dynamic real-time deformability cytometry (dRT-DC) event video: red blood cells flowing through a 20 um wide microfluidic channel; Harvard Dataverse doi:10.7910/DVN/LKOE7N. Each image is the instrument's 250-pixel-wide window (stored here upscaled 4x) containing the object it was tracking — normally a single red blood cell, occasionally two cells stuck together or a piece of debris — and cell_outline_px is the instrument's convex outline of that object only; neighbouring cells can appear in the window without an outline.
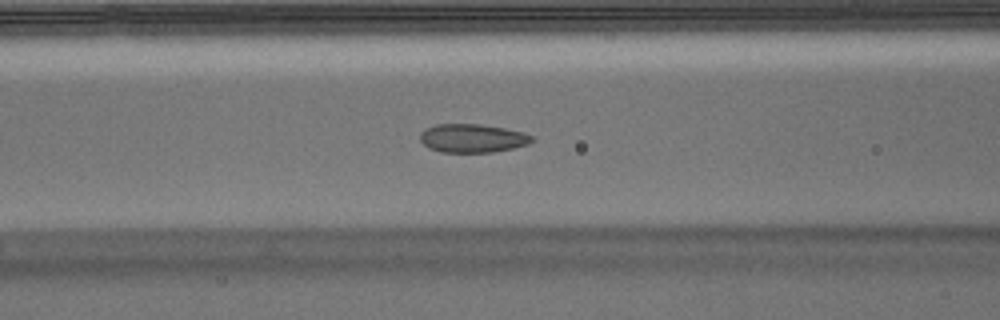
{"species": "Egyptian fruit bat (a non-hibernating species)", "species_latin": "Rousettus aegyptiacus", "temperature_condition": "warm", "stored_images_in_passage": 52, "camera_frame_rate_fps": 3000, "um_per_image_px": 0.085, "animal": {"sex": "male"}, "frame": {"image": 1, "passage_image": 20, "time_ms": 6.333, "image_size_px": [1000, 320], "cell_outline_px": [[536, 140], [528, 144], [512, 148], [492, 152], [440, 152], [428, 148], [420, 140], [420, 132], [424, 128], [436, 124], [480, 124], [504, 128], [524, 132], [536, 136]], "centroid_in_image_um": [40.17, 11.74], "position_along_channel_um": 126.4, "area_um2": 18.84}}
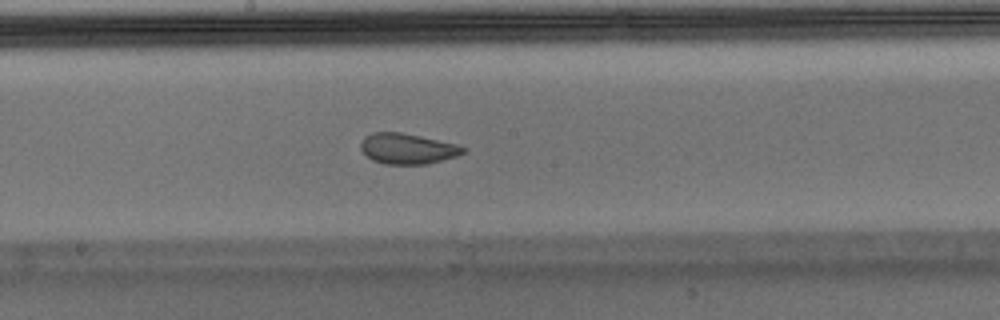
{"frame": {"image": 2, "passage_image": 27, "time_ms": 8.667, "image_size_px": [1000, 320], "cell_outline_px": [[464, 152], [456, 156], [428, 164], [384, 164], [372, 160], [360, 148], [360, 144], [364, 136], [372, 132], [400, 132], [420, 136], [456, 144], [464, 148]], "centroid_in_image_um": [34.59, 12.63], "position_along_channel_um": 213.6, "area_um2": 18.09}}
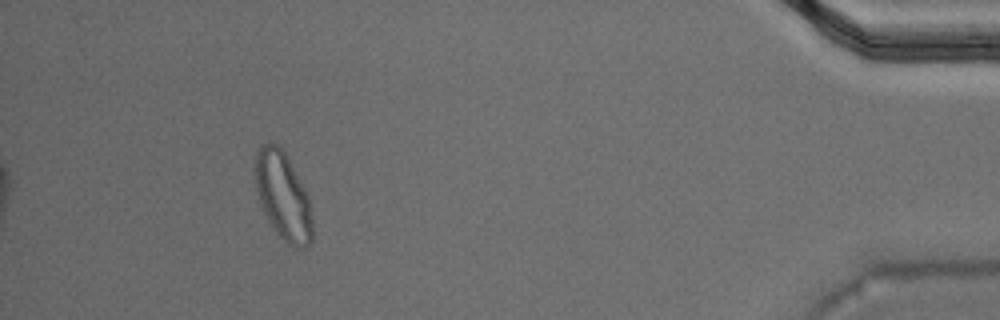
{"frame": {"image": 3, "passage_image": 48, "time_ms": 15.667, "image_size_px": [1000, 320], "cell_outline_px": [[312, 240], [308, 248], [292, 248], [276, 232], [268, 220], [260, 204], [256, 188], [256, 156], [260, 144], [276, 144], [284, 152], [308, 196], [312, 220]], "centroid_in_image_um": [24.07, 16.73], "position_along_channel_um": 411.1, "area_um2": 28.73}, "authors_computed_cell_mechanics": {"area_um2": 19.941, "velocity_mm_per_s": 3.7319, "shape_relaxation_time_tau1_ms": 9.8001, "shape_relaxation_time_tau2_ms": 1.1694, "deformation_change_tau1": 0.1907, "deformation_change_tau2": 0.0562}}